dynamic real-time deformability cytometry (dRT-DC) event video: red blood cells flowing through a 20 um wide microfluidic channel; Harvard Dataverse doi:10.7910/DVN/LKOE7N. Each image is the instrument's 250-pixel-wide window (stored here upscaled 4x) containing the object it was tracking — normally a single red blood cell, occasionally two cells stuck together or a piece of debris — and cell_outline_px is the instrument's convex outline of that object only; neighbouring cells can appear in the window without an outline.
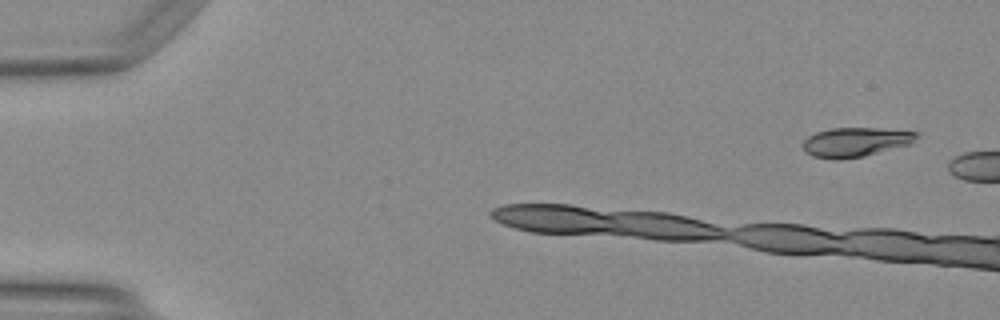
{"species": "Egyptian fruit bat (a non-hibernating species)", "species_latin": "Rousettus aegyptiacus", "temperature_condition": "warm", "stored_images_in_passage": 5, "camera_frame_rate_fps": 3000, "um_per_image_px": 0.085, "animal": {"sex": "female"}, "frame": {"image": 1, "passage_image": 1, "time_ms": 0.0, "image_size_px": [1000, 320], "cell_outline_px": [[920, 132], [912, 144], [864, 156], [840, 160], [832, 160], [812, 156], [804, 152], [804, 140], [808, 136], [816, 132], [832, 128], [880, 128]], "centroid_in_image_um": [72.73, 12.08], "position_along_channel_um": 12.3, "area_um2": 19.65}}